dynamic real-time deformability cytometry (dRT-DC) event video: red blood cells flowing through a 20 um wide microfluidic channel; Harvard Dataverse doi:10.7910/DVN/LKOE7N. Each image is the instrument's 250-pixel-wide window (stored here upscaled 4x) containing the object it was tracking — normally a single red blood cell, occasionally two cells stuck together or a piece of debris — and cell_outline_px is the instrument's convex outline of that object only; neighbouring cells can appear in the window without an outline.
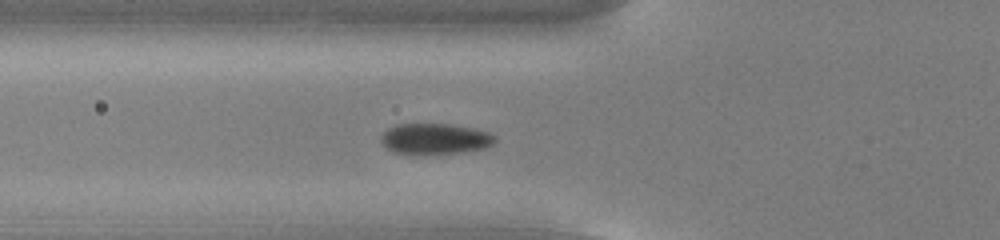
{"species": "common noctule bat (a hibernating species)", "species_latin": "Nyctalus noctula", "temperature_condition": "cold", "stored_images_in_passage": 16, "camera_frame_rate_fps": 3000, "um_per_image_px": 0.085, "animal": {"sex": "male", "body_mass_g": 13.0, "forearm_length_mm": 53.1}, "frame": {"image": 1, "passage_image": 2, "time_ms": 0.333, "image_size_px": [1000, 240], "cell_outline_px": [[496, 140], [492, 144], [484, 148], [460, 152], [416, 156], [412, 156], [392, 152], [380, 140], [380, 136], [388, 128], [396, 124], [452, 124], [476, 128], [488, 132], [496, 136]], "centroid_in_image_um": [36.95, 11.82], "position_along_channel_um": 88.9, "area_um2": 20.98}}
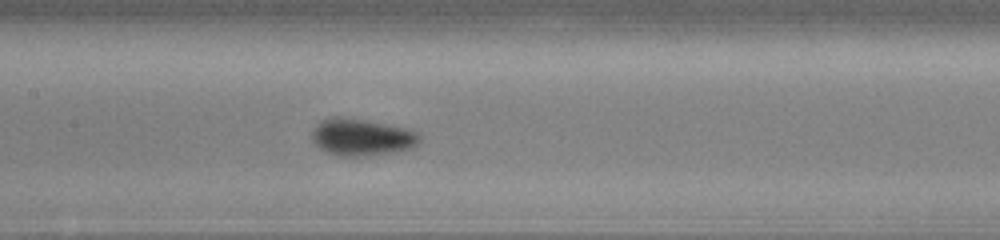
{"frame": {"image": 2, "passage_image": 9, "time_ms": 2.667, "image_size_px": [1000, 240], "cell_outline_px": [[420, 140], [412, 148], [392, 152], [368, 156], [340, 156], [324, 152], [312, 140], [312, 128], [320, 120], [328, 116], [340, 116], [364, 120], [404, 128], [416, 132], [420, 136]], "centroid_in_image_um": [30.67, 11.66], "position_along_channel_um": 176.7, "area_um2": 23.24}}
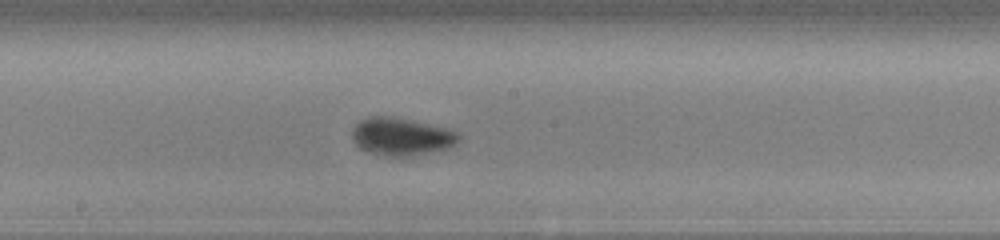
{"frame": {"image": 3, "passage_image": 12, "time_ms": 3.667, "image_size_px": [1000, 240], "cell_outline_px": [[460, 140], [456, 144], [448, 148], [408, 156], [384, 156], [368, 152], [360, 148], [356, 144], [352, 136], [352, 128], [360, 120], [368, 116], [392, 116], [448, 128], [456, 132], [460, 136]], "centroid_in_image_um": [34.1, 11.6], "position_along_channel_um": 214.1, "area_um2": 23.41}}